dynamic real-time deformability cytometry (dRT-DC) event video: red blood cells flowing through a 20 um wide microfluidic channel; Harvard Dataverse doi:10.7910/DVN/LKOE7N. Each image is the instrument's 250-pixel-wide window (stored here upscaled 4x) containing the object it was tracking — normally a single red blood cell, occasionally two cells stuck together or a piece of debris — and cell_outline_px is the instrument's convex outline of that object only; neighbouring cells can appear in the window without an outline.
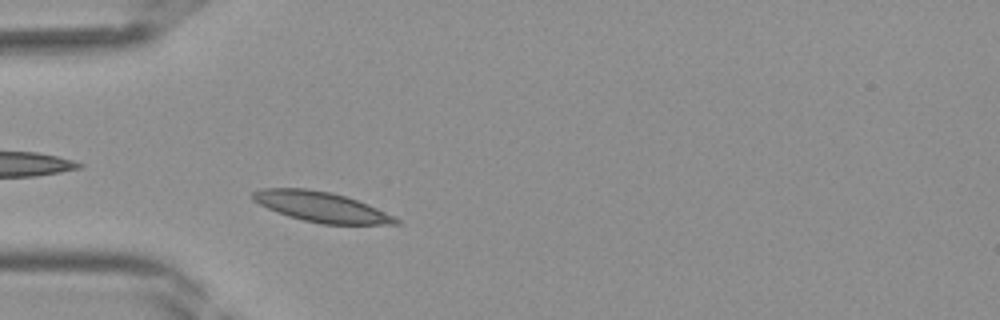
{"species": "Egyptian fruit bat (a non-hibernating species)", "species_latin": "Rousettus aegyptiacus", "temperature_condition": "room temperature", "stored_images_in_passage": 31, "camera_frame_rate_fps": 3000, "um_per_image_px": 0.085, "frame": {"image": 1, "passage_image": 2, "time_ms": 0.333, "image_size_px": [1000, 320], "cell_outline_px": [[400, 224], [320, 224], [288, 216], [268, 208], [252, 200], [252, 192], [260, 188], [308, 188], [332, 192], [368, 204], [396, 216], [400, 220]], "centroid_in_image_um": [27.32, 17.58], "position_along_channel_um": 57.7, "area_um2": 25.14}}
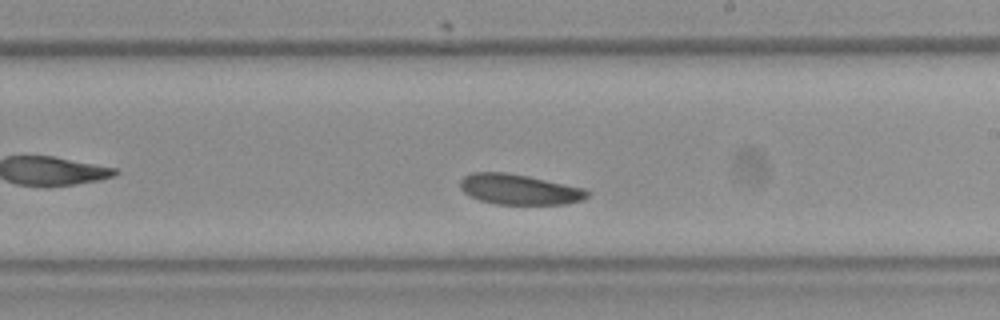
{"frame": {"image": 2, "passage_image": 14, "time_ms": 4.333, "image_size_px": [1000, 320], "cell_outline_px": [[588, 196], [584, 200], [564, 204], [496, 204], [480, 200], [464, 192], [460, 188], [460, 180], [464, 176], [472, 172], [504, 172], [528, 176], [584, 188], [588, 192]], "centroid_in_image_um": [44.13, 16.1], "position_along_channel_um": 244.9, "area_um2": 22.37}}
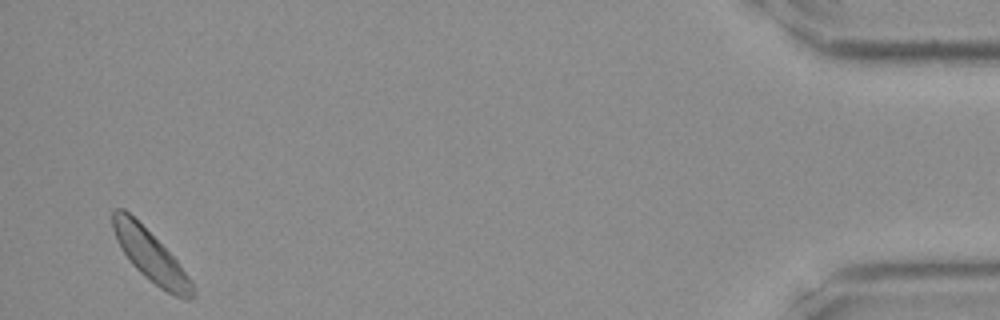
{"frame": {"image": 3, "passage_image": 30, "time_ms": 9.667, "image_size_px": [1000, 320], "cell_outline_px": [[196, 296], [188, 300], [184, 300], [160, 288], [144, 276], [128, 260], [116, 240], [112, 228], [112, 212], [116, 208], [124, 208], [176, 260], [192, 280]], "centroid_in_image_um": [12.79, 21.78], "position_along_channel_um": 422.4, "area_um2": 23.35}}